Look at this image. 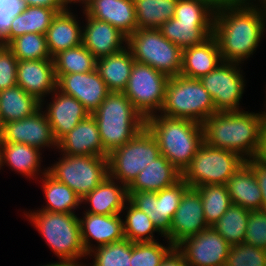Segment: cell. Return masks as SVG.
Listing matches in <instances>:
<instances>
[{
    "instance_id": "6da1fadb",
    "label": "cell",
    "mask_w": 266,
    "mask_h": 266,
    "mask_svg": "<svg viewBox=\"0 0 266 266\" xmlns=\"http://www.w3.org/2000/svg\"><path fill=\"white\" fill-rule=\"evenodd\" d=\"M266 14L258 3L215 10L212 36L222 61L244 63L256 52L266 32Z\"/></svg>"
},
{
    "instance_id": "7a4b0ae2",
    "label": "cell",
    "mask_w": 266,
    "mask_h": 266,
    "mask_svg": "<svg viewBox=\"0 0 266 266\" xmlns=\"http://www.w3.org/2000/svg\"><path fill=\"white\" fill-rule=\"evenodd\" d=\"M266 109L216 112L203 123L204 142L213 148L233 151L245 160L259 157Z\"/></svg>"
},
{
    "instance_id": "3957f363",
    "label": "cell",
    "mask_w": 266,
    "mask_h": 266,
    "mask_svg": "<svg viewBox=\"0 0 266 266\" xmlns=\"http://www.w3.org/2000/svg\"><path fill=\"white\" fill-rule=\"evenodd\" d=\"M145 127L157 140L160 155L180 172L190 164L204 143L202 124L192 120L155 114L145 119Z\"/></svg>"
},
{
    "instance_id": "277c9868",
    "label": "cell",
    "mask_w": 266,
    "mask_h": 266,
    "mask_svg": "<svg viewBox=\"0 0 266 266\" xmlns=\"http://www.w3.org/2000/svg\"><path fill=\"white\" fill-rule=\"evenodd\" d=\"M24 215L38 229L59 261L85 266L78 262L88 254L81 239L80 220L75 213L36 210Z\"/></svg>"
},
{
    "instance_id": "5b68a950",
    "label": "cell",
    "mask_w": 266,
    "mask_h": 266,
    "mask_svg": "<svg viewBox=\"0 0 266 266\" xmlns=\"http://www.w3.org/2000/svg\"><path fill=\"white\" fill-rule=\"evenodd\" d=\"M91 114L97 121L103 148L108 154L145 127V118L123 92H110Z\"/></svg>"
},
{
    "instance_id": "8992f818",
    "label": "cell",
    "mask_w": 266,
    "mask_h": 266,
    "mask_svg": "<svg viewBox=\"0 0 266 266\" xmlns=\"http://www.w3.org/2000/svg\"><path fill=\"white\" fill-rule=\"evenodd\" d=\"M216 112L213 99L200 79L188 78L180 74L169 77L165 88L164 104L158 114L202 124Z\"/></svg>"
},
{
    "instance_id": "52a82bcc",
    "label": "cell",
    "mask_w": 266,
    "mask_h": 266,
    "mask_svg": "<svg viewBox=\"0 0 266 266\" xmlns=\"http://www.w3.org/2000/svg\"><path fill=\"white\" fill-rule=\"evenodd\" d=\"M127 47L137 62L151 66L168 77L182 68V49L167 40L159 29H137L127 37Z\"/></svg>"
},
{
    "instance_id": "ba28073f",
    "label": "cell",
    "mask_w": 266,
    "mask_h": 266,
    "mask_svg": "<svg viewBox=\"0 0 266 266\" xmlns=\"http://www.w3.org/2000/svg\"><path fill=\"white\" fill-rule=\"evenodd\" d=\"M245 161L233 151L213 148L204 142L182 172V180L190 188L205 184L226 185Z\"/></svg>"
},
{
    "instance_id": "9c48e42d",
    "label": "cell",
    "mask_w": 266,
    "mask_h": 266,
    "mask_svg": "<svg viewBox=\"0 0 266 266\" xmlns=\"http://www.w3.org/2000/svg\"><path fill=\"white\" fill-rule=\"evenodd\" d=\"M158 156L157 140L144 127L133 139L108 154V176L128 187Z\"/></svg>"
},
{
    "instance_id": "30bf717a",
    "label": "cell",
    "mask_w": 266,
    "mask_h": 266,
    "mask_svg": "<svg viewBox=\"0 0 266 266\" xmlns=\"http://www.w3.org/2000/svg\"><path fill=\"white\" fill-rule=\"evenodd\" d=\"M47 168L56 180L72 189L81 199L108 176L107 157L66 155Z\"/></svg>"
},
{
    "instance_id": "8fae6325",
    "label": "cell",
    "mask_w": 266,
    "mask_h": 266,
    "mask_svg": "<svg viewBox=\"0 0 266 266\" xmlns=\"http://www.w3.org/2000/svg\"><path fill=\"white\" fill-rule=\"evenodd\" d=\"M168 79L167 75L151 66L134 61L128 84L123 93L146 119L159 113L163 107Z\"/></svg>"
},
{
    "instance_id": "7c38bea8",
    "label": "cell",
    "mask_w": 266,
    "mask_h": 266,
    "mask_svg": "<svg viewBox=\"0 0 266 266\" xmlns=\"http://www.w3.org/2000/svg\"><path fill=\"white\" fill-rule=\"evenodd\" d=\"M189 185L182 179L171 187L158 192H128L129 201L143 211L155 227L170 242V227L180 200Z\"/></svg>"
},
{
    "instance_id": "4fadbf2b",
    "label": "cell",
    "mask_w": 266,
    "mask_h": 266,
    "mask_svg": "<svg viewBox=\"0 0 266 266\" xmlns=\"http://www.w3.org/2000/svg\"><path fill=\"white\" fill-rule=\"evenodd\" d=\"M240 63L222 61L207 75L200 78L211 95L217 112L239 111L246 86Z\"/></svg>"
},
{
    "instance_id": "5bb4252c",
    "label": "cell",
    "mask_w": 266,
    "mask_h": 266,
    "mask_svg": "<svg viewBox=\"0 0 266 266\" xmlns=\"http://www.w3.org/2000/svg\"><path fill=\"white\" fill-rule=\"evenodd\" d=\"M230 247L213 227L184 239L176 246L188 266H225Z\"/></svg>"
},
{
    "instance_id": "9a60e30c",
    "label": "cell",
    "mask_w": 266,
    "mask_h": 266,
    "mask_svg": "<svg viewBox=\"0 0 266 266\" xmlns=\"http://www.w3.org/2000/svg\"><path fill=\"white\" fill-rule=\"evenodd\" d=\"M41 106L35 113L21 120L4 124L3 143H24L38 149L53 147L57 149L51 125Z\"/></svg>"
},
{
    "instance_id": "2e32d148",
    "label": "cell",
    "mask_w": 266,
    "mask_h": 266,
    "mask_svg": "<svg viewBox=\"0 0 266 266\" xmlns=\"http://www.w3.org/2000/svg\"><path fill=\"white\" fill-rule=\"evenodd\" d=\"M56 89L65 95L76 98L90 114L110 93L106 83L96 70L61 75L56 81Z\"/></svg>"
},
{
    "instance_id": "e0dca14e",
    "label": "cell",
    "mask_w": 266,
    "mask_h": 266,
    "mask_svg": "<svg viewBox=\"0 0 266 266\" xmlns=\"http://www.w3.org/2000/svg\"><path fill=\"white\" fill-rule=\"evenodd\" d=\"M202 208V198L195 188H188L177 208L170 227V243L176 247L184 239L208 228Z\"/></svg>"
},
{
    "instance_id": "ac0fdd59",
    "label": "cell",
    "mask_w": 266,
    "mask_h": 266,
    "mask_svg": "<svg viewBox=\"0 0 266 266\" xmlns=\"http://www.w3.org/2000/svg\"><path fill=\"white\" fill-rule=\"evenodd\" d=\"M56 81L53 59L18 60L17 85L40 101L41 106L44 97L56 89Z\"/></svg>"
},
{
    "instance_id": "d6986e66",
    "label": "cell",
    "mask_w": 266,
    "mask_h": 266,
    "mask_svg": "<svg viewBox=\"0 0 266 266\" xmlns=\"http://www.w3.org/2000/svg\"><path fill=\"white\" fill-rule=\"evenodd\" d=\"M85 14L82 26V45L96 59L109 56L127 47V36L107 22L96 20ZM125 43V44H124Z\"/></svg>"
},
{
    "instance_id": "ffe728a7",
    "label": "cell",
    "mask_w": 266,
    "mask_h": 266,
    "mask_svg": "<svg viewBox=\"0 0 266 266\" xmlns=\"http://www.w3.org/2000/svg\"><path fill=\"white\" fill-rule=\"evenodd\" d=\"M51 97L53 100L46 105L44 112L51 125L53 136L58 142L90 113L76 98L65 95L57 89L53 91Z\"/></svg>"
},
{
    "instance_id": "44dd1931",
    "label": "cell",
    "mask_w": 266,
    "mask_h": 266,
    "mask_svg": "<svg viewBox=\"0 0 266 266\" xmlns=\"http://www.w3.org/2000/svg\"><path fill=\"white\" fill-rule=\"evenodd\" d=\"M57 149L61 154L66 155L108 157V153L103 148L97 121L92 114L64 135L57 142Z\"/></svg>"
},
{
    "instance_id": "7402d4cb",
    "label": "cell",
    "mask_w": 266,
    "mask_h": 266,
    "mask_svg": "<svg viewBox=\"0 0 266 266\" xmlns=\"http://www.w3.org/2000/svg\"><path fill=\"white\" fill-rule=\"evenodd\" d=\"M120 214L98 215L84 212V216L79 218L81 239L87 254L95 247L104 246L125 238L123 219H121ZM92 240L96 241L97 246L91 244L90 241Z\"/></svg>"
},
{
    "instance_id": "603a6c76",
    "label": "cell",
    "mask_w": 266,
    "mask_h": 266,
    "mask_svg": "<svg viewBox=\"0 0 266 266\" xmlns=\"http://www.w3.org/2000/svg\"><path fill=\"white\" fill-rule=\"evenodd\" d=\"M84 12L109 23L127 37L137 30L134 0H94Z\"/></svg>"
},
{
    "instance_id": "cb8c5ba5",
    "label": "cell",
    "mask_w": 266,
    "mask_h": 266,
    "mask_svg": "<svg viewBox=\"0 0 266 266\" xmlns=\"http://www.w3.org/2000/svg\"><path fill=\"white\" fill-rule=\"evenodd\" d=\"M128 200L127 186L107 176L94 190L81 199V204H90L88 210L85 209L86 213L112 215L121 213Z\"/></svg>"
},
{
    "instance_id": "d4e9b609",
    "label": "cell",
    "mask_w": 266,
    "mask_h": 266,
    "mask_svg": "<svg viewBox=\"0 0 266 266\" xmlns=\"http://www.w3.org/2000/svg\"><path fill=\"white\" fill-rule=\"evenodd\" d=\"M182 179L180 172L168 159L160 155L151 161L127 187L128 192H158L176 184Z\"/></svg>"
},
{
    "instance_id": "484cf974",
    "label": "cell",
    "mask_w": 266,
    "mask_h": 266,
    "mask_svg": "<svg viewBox=\"0 0 266 266\" xmlns=\"http://www.w3.org/2000/svg\"><path fill=\"white\" fill-rule=\"evenodd\" d=\"M222 62L216 39L210 36L203 43L182 49L180 75L200 79Z\"/></svg>"
},
{
    "instance_id": "4316f807",
    "label": "cell",
    "mask_w": 266,
    "mask_h": 266,
    "mask_svg": "<svg viewBox=\"0 0 266 266\" xmlns=\"http://www.w3.org/2000/svg\"><path fill=\"white\" fill-rule=\"evenodd\" d=\"M77 15L66 9L57 13L45 34L47 47L53 58L60 51L82 44V27Z\"/></svg>"
},
{
    "instance_id": "83f0119b",
    "label": "cell",
    "mask_w": 266,
    "mask_h": 266,
    "mask_svg": "<svg viewBox=\"0 0 266 266\" xmlns=\"http://www.w3.org/2000/svg\"><path fill=\"white\" fill-rule=\"evenodd\" d=\"M232 204L249 211L262 210V195L251 167L245 162L226 183Z\"/></svg>"
},
{
    "instance_id": "f1b7e54d",
    "label": "cell",
    "mask_w": 266,
    "mask_h": 266,
    "mask_svg": "<svg viewBox=\"0 0 266 266\" xmlns=\"http://www.w3.org/2000/svg\"><path fill=\"white\" fill-rule=\"evenodd\" d=\"M214 21H180L174 17L158 29L161 34L181 49L199 45L212 36Z\"/></svg>"
},
{
    "instance_id": "f546056e",
    "label": "cell",
    "mask_w": 266,
    "mask_h": 266,
    "mask_svg": "<svg viewBox=\"0 0 266 266\" xmlns=\"http://www.w3.org/2000/svg\"><path fill=\"white\" fill-rule=\"evenodd\" d=\"M134 61L133 55L126 47L114 54L97 59L96 71L110 92H123L128 84Z\"/></svg>"
},
{
    "instance_id": "4dcf8cb0",
    "label": "cell",
    "mask_w": 266,
    "mask_h": 266,
    "mask_svg": "<svg viewBox=\"0 0 266 266\" xmlns=\"http://www.w3.org/2000/svg\"><path fill=\"white\" fill-rule=\"evenodd\" d=\"M66 9H50L47 7L26 6L25 10L13 18L7 36L0 42L6 46L11 40L27 33H40L45 35L53 18L57 13Z\"/></svg>"
},
{
    "instance_id": "1f68e13d",
    "label": "cell",
    "mask_w": 266,
    "mask_h": 266,
    "mask_svg": "<svg viewBox=\"0 0 266 266\" xmlns=\"http://www.w3.org/2000/svg\"><path fill=\"white\" fill-rule=\"evenodd\" d=\"M40 155L42 156L40 149L24 143H2V166L7 164L12 171H17L26 178L34 176L36 178V175L40 173L43 175L47 172V167L44 171L40 170L42 161Z\"/></svg>"
},
{
    "instance_id": "d6a6232c",
    "label": "cell",
    "mask_w": 266,
    "mask_h": 266,
    "mask_svg": "<svg viewBox=\"0 0 266 266\" xmlns=\"http://www.w3.org/2000/svg\"><path fill=\"white\" fill-rule=\"evenodd\" d=\"M40 107L41 102L18 85L0 91V113L4 124L28 117Z\"/></svg>"
},
{
    "instance_id": "836d02e7",
    "label": "cell",
    "mask_w": 266,
    "mask_h": 266,
    "mask_svg": "<svg viewBox=\"0 0 266 266\" xmlns=\"http://www.w3.org/2000/svg\"><path fill=\"white\" fill-rule=\"evenodd\" d=\"M46 206L39 210L60 213H75L81 205V198L67 185L56 180L48 172L41 178Z\"/></svg>"
},
{
    "instance_id": "e575fe53",
    "label": "cell",
    "mask_w": 266,
    "mask_h": 266,
    "mask_svg": "<svg viewBox=\"0 0 266 266\" xmlns=\"http://www.w3.org/2000/svg\"><path fill=\"white\" fill-rule=\"evenodd\" d=\"M178 0H134L137 29H158L174 17Z\"/></svg>"
},
{
    "instance_id": "d590c367",
    "label": "cell",
    "mask_w": 266,
    "mask_h": 266,
    "mask_svg": "<svg viewBox=\"0 0 266 266\" xmlns=\"http://www.w3.org/2000/svg\"><path fill=\"white\" fill-rule=\"evenodd\" d=\"M56 80L64 74L96 70L97 59L82 44L60 51L53 57Z\"/></svg>"
},
{
    "instance_id": "8d00e7d4",
    "label": "cell",
    "mask_w": 266,
    "mask_h": 266,
    "mask_svg": "<svg viewBox=\"0 0 266 266\" xmlns=\"http://www.w3.org/2000/svg\"><path fill=\"white\" fill-rule=\"evenodd\" d=\"M250 211L232 204L220 219L211 227L232 246L245 240Z\"/></svg>"
},
{
    "instance_id": "74e56055",
    "label": "cell",
    "mask_w": 266,
    "mask_h": 266,
    "mask_svg": "<svg viewBox=\"0 0 266 266\" xmlns=\"http://www.w3.org/2000/svg\"><path fill=\"white\" fill-rule=\"evenodd\" d=\"M202 198L205 221L213 226L232 205L226 185L205 184L195 188Z\"/></svg>"
},
{
    "instance_id": "f35d334b",
    "label": "cell",
    "mask_w": 266,
    "mask_h": 266,
    "mask_svg": "<svg viewBox=\"0 0 266 266\" xmlns=\"http://www.w3.org/2000/svg\"><path fill=\"white\" fill-rule=\"evenodd\" d=\"M128 203V204H127ZM123 211L126 210L125 220H123L124 237L129 241L135 242H153L154 233L158 232L155 224L140 209L135 207L129 200ZM128 205V206H127Z\"/></svg>"
},
{
    "instance_id": "ab89813d",
    "label": "cell",
    "mask_w": 266,
    "mask_h": 266,
    "mask_svg": "<svg viewBox=\"0 0 266 266\" xmlns=\"http://www.w3.org/2000/svg\"><path fill=\"white\" fill-rule=\"evenodd\" d=\"M6 46L18 60L53 59L47 47L46 36L40 33L18 36Z\"/></svg>"
},
{
    "instance_id": "60d3db41",
    "label": "cell",
    "mask_w": 266,
    "mask_h": 266,
    "mask_svg": "<svg viewBox=\"0 0 266 266\" xmlns=\"http://www.w3.org/2000/svg\"><path fill=\"white\" fill-rule=\"evenodd\" d=\"M131 255L132 242L124 238L117 242L95 247L87 256H94L90 266H131Z\"/></svg>"
},
{
    "instance_id": "b9f144b4",
    "label": "cell",
    "mask_w": 266,
    "mask_h": 266,
    "mask_svg": "<svg viewBox=\"0 0 266 266\" xmlns=\"http://www.w3.org/2000/svg\"><path fill=\"white\" fill-rule=\"evenodd\" d=\"M166 247L157 241L132 242L131 266H160L164 257L174 247L168 240Z\"/></svg>"
},
{
    "instance_id": "7bdbcfd3",
    "label": "cell",
    "mask_w": 266,
    "mask_h": 266,
    "mask_svg": "<svg viewBox=\"0 0 266 266\" xmlns=\"http://www.w3.org/2000/svg\"><path fill=\"white\" fill-rule=\"evenodd\" d=\"M225 266H266V250L246 242L232 245Z\"/></svg>"
},
{
    "instance_id": "ee69618b",
    "label": "cell",
    "mask_w": 266,
    "mask_h": 266,
    "mask_svg": "<svg viewBox=\"0 0 266 266\" xmlns=\"http://www.w3.org/2000/svg\"><path fill=\"white\" fill-rule=\"evenodd\" d=\"M215 10L205 0H178L174 18L180 21H214Z\"/></svg>"
},
{
    "instance_id": "f6af8a7d",
    "label": "cell",
    "mask_w": 266,
    "mask_h": 266,
    "mask_svg": "<svg viewBox=\"0 0 266 266\" xmlns=\"http://www.w3.org/2000/svg\"><path fill=\"white\" fill-rule=\"evenodd\" d=\"M244 242L266 250V210L250 211Z\"/></svg>"
},
{
    "instance_id": "bcb514c9",
    "label": "cell",
    "mask_w": 266,
    "mask_h": 266,
    "mask_svg": "<svg viewBox=\"0 0 266 266\" xmlns=\"http://www.w3.org/2000/svg\"><path fill=\"white\" fill-rule=\"evenodd\" d=\"M17 62L7 46L0 45V91L17 85Z\"/></svg>"
},
{
    "instance_id": "7dc6e473",
    "label": "cell",
    "mask_w": 266,
    "mask_h": 266,
    "mask_svg": "<svg viewBox=\"0 0 266 266\" xmlns=\"http://www.w3.org/2000/svg\"><path fill=\"white\" fill-rule=\"evenodd\" d=\"M25 7L23 0H0V42L7 36L13 18Z\"/></svg>"
},
{
    "instance_id": "c3c4849f",
    "label": "cell",
    "mask_w": 266,
    "mask_h": 266,
    "mask_svg": "<svg viewBox=\"0 0 266 266\" xmlns=\"http://www.w3.org/2000/svg\"><path fill=\"white\" fill-rule=\"evenodd\" d=\"M253 170L257 184L261 189L262 210H266V162L260 157H255L245 161Z\"/></svg>"
},
{
    "instance_id": "681fc988",
    "label": "cell",
    "mask_w": 266,
    "mask_h": 266,
    "mask_svg": "<svg viewBox=\"0 0 266 266\" xmlns=\"http://www.w3.org/2000/svg\"><path fill=\"white\" fill-rule=\"evenodd\" d=\"M160 266H188L183 254L173 247L162 260Z\"/></svg>"
},
{
    "instance_id": "f907efd6",
    "label": "cell",
    "mask_w": 266,
    "mask_h": 266,
    "mask_svg": "<svg viewBox=\"0 0 266 266\" xmlns=\"http://www.w3.org/2000/svg\"><path fill=\"white\" fill-rule=\"evenodd\" d=\"M214 10L226 7H239L253 0H205ZM256 2V0H254Z\"/></svg>"
},
{
    "instance_id": "816d5d0a",
    "label": "cell",
    "mask_w": 266,
    "mask_h": 266,
    "mask_svg": "<svg viewBox=\"0 0 266 266\" xmlns=\"http://www.w3.org/2000/svg\"><path fill=\"white\" fill-rule=\"evenodd\" d=\"M25 6L47 7L50 9H66L61 0H23Z\"/></svg>"
},
{
    "instance_id": "f5cc1de1",
    "label": "cell",
    "mask_w": 266,
    "mask_h": 266,
    "mask_svg": "<svg viewBox=\"0 0 266 266\" xmlns=\"http://www.w3.org/2000/svg\"><path fill=\"white\" fill-rule=\"evenodd\" d=\"M63 2V4L65 5L66 9L70 10V6L68 4H72L73 5L75 3H80V4H84L82 7L84 8L83 11L94 1V0H61ZM69 6V7H68Z\"/></svg>"
},
{
    "instance_id": "db71d44e",
    "label": "cell",
    "mask_w": 266,
    "mask_h": 266,
    "mask_svg": "<svg viewBox=\"0 0 266 266\" xmlns=\"http://www.w3.org/2000/svg\"><path fill=\"white\" fill-rule=\"evenodd\" d=\"M42 266H76V265L68 263V262L57 261V262L45 264V265H42Z\"/></svg>"
},
{
    "instance_id": "11a10c76",
    "label": "cell",
    "mask_w": 266,
    "mask_h": 266,
    "mask_svg": "<svg viewBox=\"0 0 266 266\" xmlns=\"http://www.w3.org/2000/svg\"><path fill=\"white\" fill-rule=\"evenodd\" d=\"M2 143H3V140H2V137L0 136V170L2 168Z\"/></svg>"
},
{
    "instance_id": "9f6ffc18",
    "label": "cell",
    "mask_w": 266,
    "mask_h": 266,
    "mask_svg": "<svg viewBox=\"0 0 266 266\" xmlns=\"http://www.w3.org/2000/svg\"><path fill=\"white\" fill-rule=\"evenodd\" d=\"M257 2L261 4L260 6L263 8L264 13L266 14V0H257Z\"/></svg>"
},
{
    "instance_id": "6f0895ef",
    "label": "cell",
    "mask_w": 266,
    "mask_h": 266,
    "mask_svg": "<svg viewBox=\"0 0 266 266\" xmlns=\"http://www.w3.org/2000/svg\"><path fill=\"white\" fill-rule=\"evenodd\" d=\"M3 129H4V122L1 118V113H0V136H2Z\"/></svg>"
}]
</instances>
